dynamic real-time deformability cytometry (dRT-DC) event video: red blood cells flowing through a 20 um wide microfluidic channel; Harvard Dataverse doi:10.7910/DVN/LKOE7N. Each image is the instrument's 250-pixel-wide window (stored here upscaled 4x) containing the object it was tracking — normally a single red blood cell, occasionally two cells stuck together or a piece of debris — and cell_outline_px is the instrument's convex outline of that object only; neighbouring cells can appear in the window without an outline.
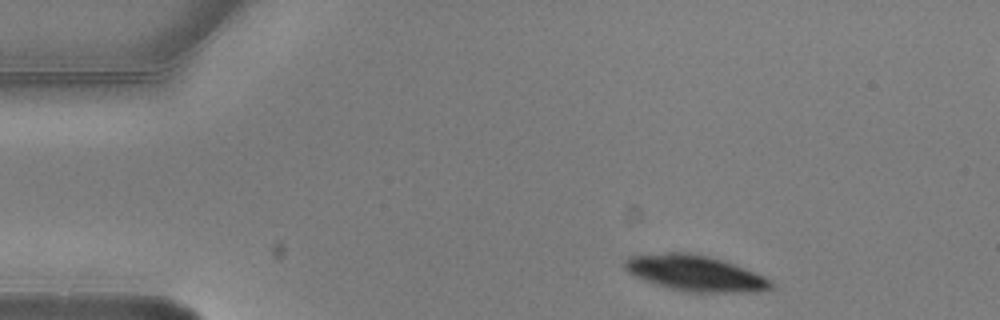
{"species": "common noctule bat (a hibernating species)", "species_latin": "Nyctalus noctula", "temperature_condition": "warm", "stored_images_in_passage": 4, "segment_of_instrument_passage": [1, 2], "camera_frame_rate_fps": 3000, "um_per_image_px": 0.085, "animal": {"sex": "male", "body_mass_g": 20.5, "forearm_length_mm": 52.5}, "frame": {"image": 1, "passage_image": 1, "time_ms": 0.0, "image_size_px": [1000, 320], "cell_outline_px": [[772, 288], [748, 292], [684, 292], [668, 288], [644, 280], [628, 272], [624, 268], [624, 260], [628, 256], [664, 252], [688, 252], [708, 256], [724, 260], [764, 276], [772, 284]], "centroid_in_image_um": [59.03, 23.21], "position_along_channel_um": 26.0, "area_um2": 30.4}}